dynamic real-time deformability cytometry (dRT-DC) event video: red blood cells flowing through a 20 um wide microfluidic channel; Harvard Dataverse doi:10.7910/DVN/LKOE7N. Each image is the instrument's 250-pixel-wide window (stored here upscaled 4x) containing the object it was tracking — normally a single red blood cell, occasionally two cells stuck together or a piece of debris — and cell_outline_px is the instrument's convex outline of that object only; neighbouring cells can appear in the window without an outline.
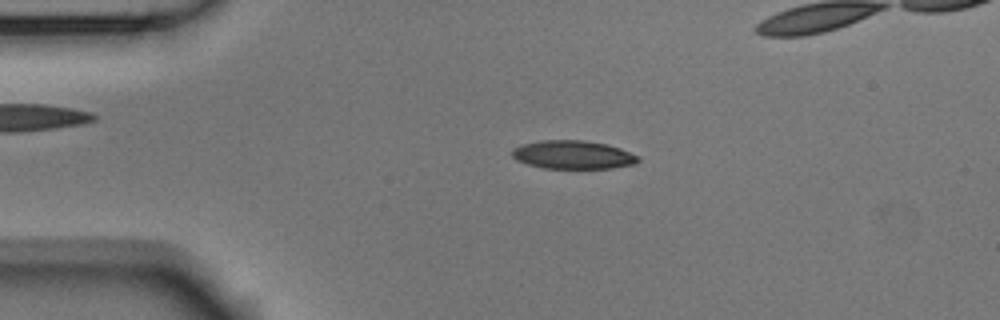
{"species": "Egyptian fruit bat (a non-hibernating species)", "species_latin": "Rousettus aegyptiacus", "temperature_condition": "room temperature", "stored_images_in_passage": 3, "camera_frame_rate_fps": 3000, "um_per_image_px": 0.085, "animal": {"sex": "male"}, "frame": {"image": 1, "passage_image": 2, "time_ms": 0.333, "image_size_px": [1000, 320], "cell_outline_px": [[640, 160], [636, 164], [612, 168], [544, 168], [528, 164], [516, 160], [512, 156], [512, 148], [520, 144], [540, 140], [584, 140], [604, 144], [620, 148], [636, 156]], "centroid_in_image_um": [48.65, 13.15], "position_along_channel_um": 36.3, "area_um2": 20.81}}